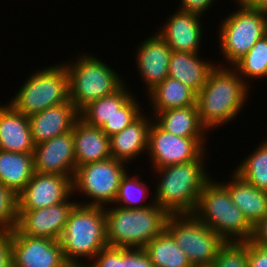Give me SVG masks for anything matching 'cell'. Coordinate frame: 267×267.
I'll use <instances>...</instances> for the list:
<instances>
[{
	"label": "cell",
	"mask_w": 267,
	"mask_h": 267,
	"mask_svg": "<svg viewBox=\"0 0 267 267\" xmlns=\"http://www.w3.org/2000/svg\"><path fill=\"white\" fill-rule=\"evenodd\" d=\"M86 52L63 63L68 71L70 101L80 113L91 102L117 91L124 79L103 60ZM72 63V64H71Z\"/></svg>",
	"instance_id": "8992f818"
},
{
	"label": "cell",
	"mask_w": 267,
	"mask_h": 267,
	"mask_svg": "<svg viewBox=\"0 0 267 267\" xmlns=\"http://www.w3.org/2000/svg\"><path fill=\"white\" fill-rule=\"evenodd\" d=\"M196 267H212V266L210 265V266H196Z\"/></svg>",
	"instance_id": "ee69618b"
},
{
	"label": "cell",
	"mask_w": 267,
	"mask_h": 267,
	"mask_svg": "<svg viewBox=\"0 0 267 267\" xmlns=\"http://www.w3.org/2000/svg\"><path fill=\"white\" fill-rule=\"evenodd\" d=\"M72 130L76 168L111 157L110 139L101 128L91 126L79 117Z\"/></svg>",
	"instance_id": "44dd1931"
},
{
	"label": "cell",
	"mask_w": 267,
	"mask_h": 267,
	"mask_svg": "<svg viewBox=\"0 0 267 267\" xmlns=\"http://www.w3.org/2000/svg\"><path fill=\"white\" fill-rule=\"evenodd\" d=\"M59 241L64 258L71 267L87 265L81 258H86V261L91 258L92 261L108 246L104 207L76 203Z\"/></svg>",
	"instance_id": "3957f363"
},
{
	"label": "cell",
	"mask_w": 267,
	"mask_h": 267,
	"mask_svg": "<svg viewBox=\"0 0 267 267\" xmlns=\"http://www.w3.org/2000/svg\"><path fill=\"white\" fill-rule=\"evenodd\" d=\"M200 53L172 51L168 67L169 77L179 80L196 94L205 85L209 72L216 66L208 62ZM201 58V59H200Z\"/></svg>",
	"instance_id": "7402d4cb"
},
{
	"label": "cell",
	"mask_w": 267,
	"mask_h": 267,
	"mask_svg": "<svg viewBox=\"0 0 267 267\" xmlns=\"http://www.w3.org/2000/svg\"><path fill=\"white\" fill-rule=\"evenodd\" d=\"M70 101L69 76L64 64L36 70L24 82L10 104L26 116Z\"/></svg>",
	"instance_id": "52a82bcc"
},
{
	"label": "cell",
	"mask_w": 267,
	"mask_h": 267,
	"mask_svg": "<svg viewBox=\"0 0 267 267\" xmlns=\"http://www.w3.org/2000/svg\"><path fill=\"white\" fill-rule=\"evenodd\" d=\"M202 16L177 10L170 15L157 34L169 45L172 51L200 53L204 32ZM201 42V43H200Z\"/></svg>",
	"instance_id": "2e32d148"
},
{
	"label": "cell",
	"mask_w": 267,
	"mask_h": 267,
	"mask_svg": "<svg viewBox=\"0 0 267 267\" xmlns=\"http://www.w3.org/2000/svg\"><path fill=\"white\" fill-rule=\"evenodd\" d=\"M143 249L155 267H193L166 230L155 236Z\"/></svg>",
	"instance_id": "4316f807"
},
{
	"label": "cell",
	"mask_w": 267,
	"mask_h": 267,
	"mask_svg": "<svg viewBox=\"0 0 267 267\" xmlns=\"http://www.w3.org/2000/svg\"><path fill=\"white\" fill-rule=\"evenodd\" d=\"M13 267H71L59 240L31 237L12 230Z\"/></svg>",
	"instance_id": "7c38bea8"
},
{
	"label": "cell",
	"mask_w": 267,
	"mask_h": 267,
	"mask_svg": "<svg viewBox=\"0 0 267 267\" xmlns=\"http://www.w3.org/2000/svg\"><path fill=\"white\" fill-rule=\"evenodd\" d=\"M242 161L234 172L252 186L267 191V137Z\"/></svg>",
	"instance_id": "f1b7e54d"
},
{
	"label": "cell",
	"mask_w": 267,
	"mask_h": 267,
	"mask_svg": "<svg viewBox=\"0 0 267 267\" xmlns=\"http://www.w3.org/2000/svg\"><path fill=\"white\" fill-rule=\"evenodd\" d=\"M236 3H243V2H249L250 0H235Z\"/></svg>",
	"instance_id": "b9f144b4"
},
{
	"label": "cell",
	"mask_w": 267,
	"mask_h": 267,
	"mask_svg": "<svg viewBox=\"0 0 267 267\" xmlns=\"http://www.w3.org/2000/svg\"><path fill=\"white\" fill-rule=\"evenodd\" d=\"M151 114L196 104V93L179 80L167 77L148 92ZM154 109V110H153ZM154 111V112H153Z\"/></svg>",
	"instance_id": "d4e9b609"
},
{
	"label": "cell",
	"mask_w": 267,
	"mask_h": 267,
	"mask_svg": "<svg viewBox=\"0 0 267 267\" xmlns=\"http://www.w3.org/2000/svg\"><path fill=\"white\" fill-rule=\"evenodd\" d=\"M216 64L209 72L205 85L196 94L197 110L207 131L235 120L247 98H250L247 97L249 86L235 69Z\"/></svg>",
	"instance_id": "6da1fadb"
},
{
	"label": "cell",
	"mask_w": 267,
	"mask_h": 267,
	"mask_svg": "<svg viewBox=\"0 0 267 267\" xmlns=\"http://www.w3.org/2000/svg\"><path fill=\"white\" fill-rule=\"evenodd\" d=\"M143 114L144 113L120 133L109 137L111 157L126 163V165L133 159L135 161L137 156L139 157L141 153H145L144 151H146L147 154L150 123H152L154 119L151 114L149 117Z\"/></svg>",
	"instance_id": "ffe728a7"
},
{
	"label": "cell",
	"mask_w": 267,
	"mask_h": 267,
	"mask_svg": "<svg viewBox=\"0 0 267 267\" xmlns=\"http://www.w3.org/2000/svg\"><path fill=\"white\" fill-rule=\"evenodd\" d=\"M0 267H13L12 231L0 229Z\"/></svg>",
	"instance_id": "8d00e7d4"
},
{
	"label": "cell",
	"mask_w": 267,
	"mask_h": 267,
	"mask_svg": "<svg viewBox=\"0 0 267 267\" xmlns=\"http://www.w3.org/2000/svg\"><path fill=\"white\" fill-rule=\"evenodd\" d=\"M235 71L248 86L249 79L267 78V34L260 38L249 52L239 59L233 66ZM248 77V81L247 78ZM246 78V79H245ZM247 82H246V81Z\"/></svg>",
	"instance_id": "f546056e"
},
{
	"label": "cell",
	"mask_w": 267,
	"mask_h": 267,
	"mask_svg": "<svg viewBox=\"0 0 267 267\" xmlns=\"http://www.w3.org/2000/svg\"><path fill=\"white\" fill-rule=\"evenodd\" d=\"M252 242L267 246V215L253 226Z\"/></svg>",
	"instance_id": "ab89813d"
},
{
	"label": "cell",
	"mask_w": 267,
	"mask_h": 267,
	"mask_svg": "<svg viewBox=\"0 0 267 267\" xmlns=\"http://www.w3.org/2000/svg\"><path fill=\"white\" fill-rule=\"evenodd\" d=\"M34 148L28 116L17 111L9 102L0 105V150L34 153Z\"/></svg>",
	"instance_id": "d6986e66"
},
{
	"label": "cell",
	"mask_w": 267,
	"mask_h": 267,
	"mask_svg": "<svg viewBox=\"0 0 267 267\" xmlns=\"http://www.w3.org/2000/svg\"><path fill=\"white\" fill-rule=\"evenodd\" d=\"M94 262V263H92ZM90 262L89 267H126V248L105 247Z\"/></svg>",
	"instance_id": "e575fe53"
},
{
	"label": "cell",
	"mask_w": 267,
	"mask_h": 267,
	"mask_svg": "<svg viewBox=\"0 0 267 267\" xmlns=\"http://www.w3.org/2000/svg\"><path fill=\"white\" fill-rule=\"evenodd\" d=\"M136 48V68L139 70L141 80L146 84L149 92L157 84L169 76L168 67L172 50L167 42L159 35L153 34ZM143 78V79H142Z\"/></svg>",
	"instance_id": "e0dca14e"
},
{
	"label": "cell",
	"mask_w": 267,
	"mask_h": 267,
	"mask_svg": "<svg viewBox=\"0 0 267 267\" xmlns=\"http://www.w3.org/2000/svg\"><path fill=\"white\" fill-rule=\"evenodd\" d=\"M249 3L267 16V0H250Z\"/></svg>",
	"instance_id": "60d3db41"
},
{
	"label": "cell",
	"mask_w": 267,
	"mask_h": 267,
	"mask_svg": "<svg viewBox=\"0 0 267 267\" xmlns=\"http://www.w3.org/2000/svg\"><path fill=\"white\" fill-rule=\"evenodd\" d=\"M237 4L239 9L221 20L218 32L220 54L231 67L267 34V16L249 2Z\"/></svg>",
	"instance_id": "ba28073f"
},
{
	"label": "cell",
	"mask_w": 267,
	"mask_h": 267,
	"mask_svg": "<svg viewBox=\"0 0 267 267\" xmlns=\"http://www.w3.org/2000/svg\"><path fill=\"white\" fill-rule=\"evenodd\" d=\"M165 230L193 267L210 266L226 241L194 214H169Z\"/></svg>",
	"instance_id": "9c48e42d"
},
{
	"label": "cell",
	"mask_w": 267,
	"mask_h": 267,
	"mask_svg": "<svg viewBox=\"0 0 267 267\" xmlns=\"http://www.w3.org/2000/svg\"><path fill=\"white\" fill-rule=\"evenodd\" d=\"M73 267H89V266L87 264V266L86 265H76V266H73Z\"/></svg>",
	"instance_id": "7bdbcfd3"
},
{
	"label": "cell",
	"mask_w": 267,
	"mask_h": 267,
	"mask_svg": "<svg viewBox=\"0 0 267 267\" xmlns=\"http://www.w3.org/2000/svg\"><path fill=\"white\" fill-rule=\"evenodd\" d=\"M126 267H155L143 248H126Z\"/></svg>",
	"instance_id": "74e56055"
},
{
	"label": "cell",
	"mask_w": 267,
	"mask_h": 267,
	"mask_svg": "<svg viewBox=\"0 0 267 267\" xmlns=\"http://www.w3.org/2000/svg\"><path fill=\"white\" fill-rule=\"evenodd\" d=\"M248 267H267V246L247 241Z\"/></svg>",
	"instance_id": "d590c367"
},
{
	"label": "cell",
	"mask_w": 267,
	"mask_h": 267,
	"mask_svg": "<svg viewBox=\"0 0 267 267\" xmlns=\"http://www.w3.org/2000/svg\"><path fill=\"white\" fill-rule=\"evenodd\" d=\"M77 202L70 200L35 210H18L16 229L31 237L60 240L69 214Z\"/></svg>",
	"instance_id": "5bb4252c"
},
{
	"label": "cell",
	"mask_w": 267,
	"mask_h": 267,
	"mask_svg": "<svg viewBox=\"0 0 267 267\" xmlns=\"http://www.w3.org/2000/svg\"><path fill=\"white\" fill-rule=\"evenodd\" d=\"M125 164L110 157L77 167L72 179L73 194L79 192L77 194H84L88 201L92 199L90 203H77L100 207L113 205L121 179L128 171Z\"/></svg>",
	"instance_id": "30bf717a"
},
{
	"label": "cell",
	"mask_w": 267,
	"mask_h": 267,
	"mask_svg": "<svg viewBox=\"0 0 267 267\" xmlns=\"http://www.w3.org/2000/svg\"><path fill=\"white\" fill-rule=\"evenodd\" d=\"M126 85L124 83L113 94L91 102L79 113L80 118L91 126L101 128L134 95Z\"/></svg>",
	"instance_id": "83f0119b"
},
{
	"label": "cell",
	"mask_w": 267,
	"mask_h": 267,
	"mask_svg": "<svg viewBox=\"0 0 267 267\" xmlns=\"http://www.w3.org/2000/svg\"><path fill=\"white\" fill-rule=\"evenodd\" d=\"M149 188L145 181L139 179V176L131 175L130 177L126 172L121 179L118 194L113 204L128 209H142L151 206L155 204L154 200L143 203V200H147Z\"/></svg>",
	"instance_id": "4dcf8cb0"
},
{
	"label": "cell",
	"mask_w": 267,
	"mask_h": 267,
	"mask_svg": "<svg viewBox=\"0 0 267 267\" xmlns=\"http://www.w3.org/2000/svg\"><path fill=\"white\" fill-rule=\"evenodd\" d=\"M177 8L181 11L190 12L202 16L213 4V0H181Z\"/></svg>",
	"instance_id": "f35d334b"
},
{
	"label": "cell",
	"mask_w": 267,
	"mask_h": 267,
	"mask_svg": "<svg viewBox=\"0 0 267 267\" xmlns=\"http://www.w3.org/2000/svg\"><path fill=\"white\" fill-rule=\"evenodd\" d=\"M212 267H248L247 241L226 242L219 250Z\"/></svg>",
	"instance_id": "d6a6232c"
},
{
	"label": "cell",
	"mask_w": 267,
	"mask_h": 267,
	"mask_svg": "<svg viewBox=\"0 0 267 267\" xmlns=\"http://www.w3.org/2000/svg\"><path fill=\"white\" fill-rule=\"evenodd\" d=\"M73 177L35 172L18 194V210H35L66 202L74 196Z\"/></svg>",
	"instance_id": "4fadbf2b"
},
{
	"label": "cell",
	"mask_w": 267,
	"mask_h": 267,
	"mask_svg": "<svg viewBox=\"0 0 267 267\" xmlns=\"http://www.w3.org/2000/svg\"><path fill=\"white\" fill-rule=\"evenodd\" d=\"M231 176L230 181L223 184L228 188L232 202L243 212L249 223L255 226L267 215V191L247 183L234 171Z\"/></svg>",
	"instance_id": "603a6c76"
},
{
	"label": "cell",
	"mask_w": 267,
	"mask_h": 267,
	"mask_svg": "<svg viewBox=\"0 0 267 267\" xmlns=\"http://www.w3.org/2000/svg\"><path fill=\"white\" fill-rule=\"evenodd\" d=\"M34 173L33 153L0 150V183L4 186L19 194Z\"/></svg>",
	"instance_id": "484cf974"
},
{
	"label": "cell",
	"mask_w": 267,
	"mask_h": 267,
	"mask_svg": "<svg viewBox=\"0 0 267 267\" xmlns=\"http://www.w3.org/2000/svg\"><path fill=\"white\" fill-rule=\"evenodd\" d=\"M140 110L144 111V109L141 108L140 102H138L133 95L117 110L116 114L103 124L101 130L108 137L120 133L143 113Z\"/></svg>",
	"instance_id": "1f68e13d"
},
{
	"label": "cell",
	"mask_w": 267,
	"mask_h": 267,
	"mask_svg": "<svg viewBox=\"0 0 267 267\" xmlns=\"http://www.w3.org/2000/svg\"><path fill=\"white\" fill-rule=\"evenodd\" d=\"M205 155L206 151L197 160L153 169L161 177L152 198L155 204L168 214H193L210 179Z\"/></svg>",
	"instance_id": "7a4b0ae2"
},
{
	"label": "cell",
	"mask_w": 267,
	"mask_h": 267,
	"mask_svg": "<svg viewBox=\"0 0 267 267\" xmlns=\"http://www.w3.org/2000/svg\"><path fill=\"white\" fill-rule=\"evenodd\" d=\"M207 138H186L163 130L154 120L148 140V156L153 168L197 160L206 149Z\"/></svg>",
	"instance_id": "8fae6325"
},
{
	"label": "cell",
	"mask_w": 267,
	"mask_h": 267,
	"mask_svg": "<svg viewBox=\"0 0 267 267\" xmlns=\"http://www.w3.org/2000/svg\"><path fill=\"white\" fill-rule=\"evenodd\" d=\"M109 247L143 248L165 230L169 214L157 204L142 209L104 207Z\"/></svg>",
	"instance_id": "277c9868"
},
{
	"label": "cell",
	"mask_w": 267,
	"mask_h": 267,
	"mask_svg": "<svg viewBox=\"0 0 267 267\" xmlns=\"http://www.w3.org/2000/svg\"><path fill=\"white\" fill-rule=\"evenodd\" d=\"M193 214L226 242H246L253 235V226L232 202L228 188L212 178L204 185Z\"/></svg>",
	"instance_id": "5b68a950"
},
{
	"label": "cell",
	"mask_w": 267,
	"mask_h": 267,
	"mask_svg": "<svg viewBox=\"0 0 267 267\" xmlns=\"http://www.w3.org/2000/svg\"><path fill=\"white\" fill-rule=\"evenodd\" d=\"M34 170L73 177L76 171L73 130L35 145Z\"/></svg>",
	"instance_id": "9a60e30c"
},
{
	"label": "cell",
	"mask_w": 267,
	"mask_h": 267,
	"mask_svg": "<svg viewBox=\"0 0 267 267\" xmlns=\"http://www.w3.org/2000/svg\"><path fill=\"white\" fill-rule=\"evenodd\" d=\"M153 119L163 130L179 137L207 138L209 132L201 123L196 104L158 112Z\"/></svg>",
	"instance_id": "cb8c5ba5"
},
{
	"label": "cell",
	"mask_w": 267,
	"mask_h": 267,
	"mask_svg": "<svg viewBox=\"0 0 267 267\" xmlns=\"http://www.w3.org/2000/svg\"><path fill=\"white\" fill-rule=\"evenodd\" d=\"M80 117L71 101L49 107L28 116L35 145L72 131Z\"/></svg>",
	"instance_id": "ac0fdd59"
},
{
	"label": "cell",
	"mask_w": 267,
	"mask_h": 267,
	"mask_svg": "<svg viewBox=\"0 0 267 267\" xmlns=\"http://www.w3.org/2000/svg\"><path fill=\"white\" fill-rule=\"evenodd\" d=\"M18 222V194L0 183V229L12 231Z\"/></svg>",
	"instance_id": "836d02e7"
}]
</instances>
